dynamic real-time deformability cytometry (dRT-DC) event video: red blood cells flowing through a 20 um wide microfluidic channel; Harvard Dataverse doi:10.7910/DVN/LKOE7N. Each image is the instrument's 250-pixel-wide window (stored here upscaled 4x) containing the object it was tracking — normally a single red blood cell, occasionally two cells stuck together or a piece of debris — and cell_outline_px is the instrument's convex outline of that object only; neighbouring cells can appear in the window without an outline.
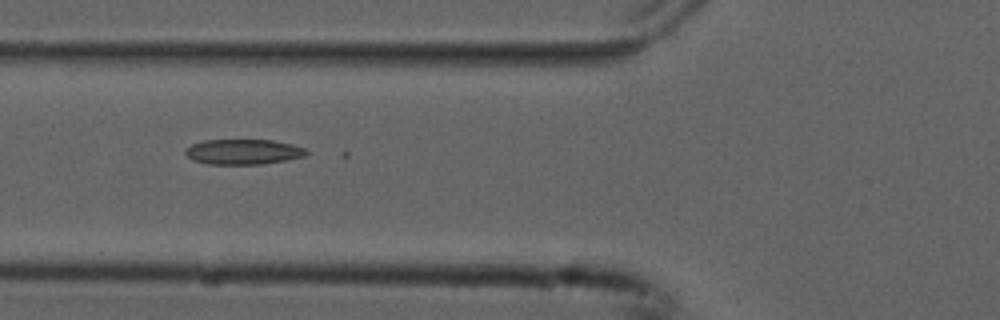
{"species": "common noctule bat (a hibernating species)", "species_latin": "Nyctalus noctula", "temperature_condition": "cold", "stored_images_in_passage": 44, "camera_frame_rate_fps": 3000, "um_per_image_px": 0.085, "animal": {"sex": "male", "forearm_length_mm": 52.5}, "frame": {"image": 1, "passage_image": 10, "time_ms": 3.0, "image_size_px": [1000, 320], "cell_outline_px": [[308, 152], [304, 156], [264, 164], [208, 164], [192, 160], [184, 152], [184, 148], [192, 144], [204, 140], [272, 140], [292, 144], [304, 148]], "centroid_in_image_um": [20.63, 12.9], "position_along_channel_um": 105.2, "area_um2": 17.74}}
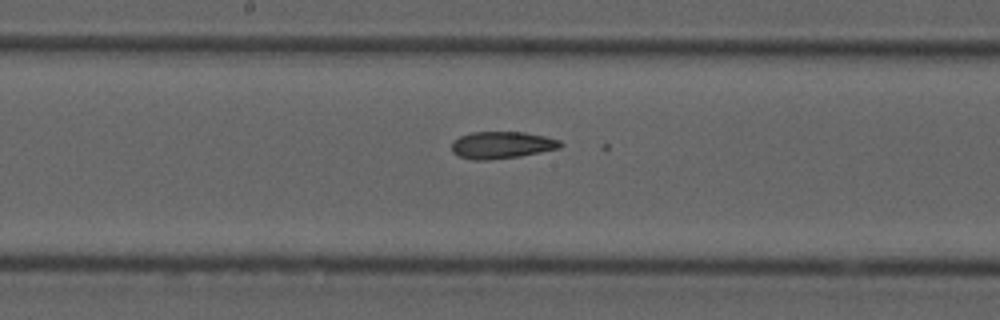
{"frame": {"image": 2, "passage_image": 18, "time_ms": 5.667, "image_size_px": [1000, 320], "cell_outline_px": [[564, 144], [560, 148], [520, 156], [488, 160], [472, 160], [460, 156], [452, 152], [452, 140], [460, 136], [472, 132], [524, 132], [544, 136], [560, 140]], "centroid_in_image_um": [42.65, 12.32], "position_along_channel_um": 205.6, "area_um2": 17.17}}
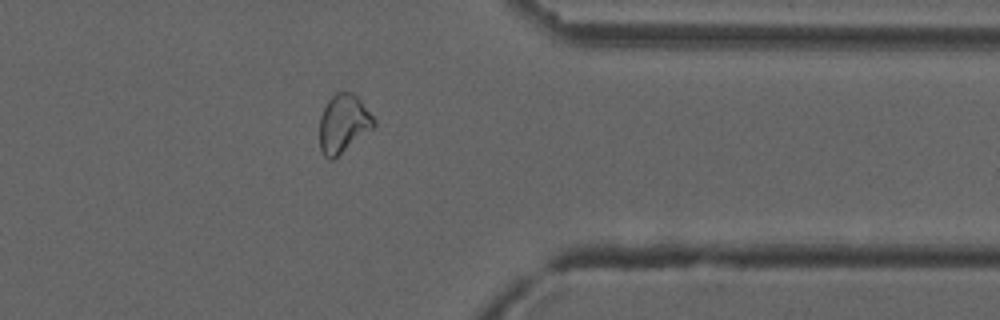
{"frame": {"image": 3, "passage_image": 33, "time_ms": 10.667, "image_size_px": [1000, 320], "cell_outline_px": [[376, 124], [372, 128], [332, 160], [328, 160], [324, 156], [320, 148], [320, 116], [328, 100], [336, 92], [352, 92], [360, 100], [376, 120]], "centroid_in_image_um": [29.17, 10.5], "position_along_channel_um": 382.2, "area_um2": 18.15}}